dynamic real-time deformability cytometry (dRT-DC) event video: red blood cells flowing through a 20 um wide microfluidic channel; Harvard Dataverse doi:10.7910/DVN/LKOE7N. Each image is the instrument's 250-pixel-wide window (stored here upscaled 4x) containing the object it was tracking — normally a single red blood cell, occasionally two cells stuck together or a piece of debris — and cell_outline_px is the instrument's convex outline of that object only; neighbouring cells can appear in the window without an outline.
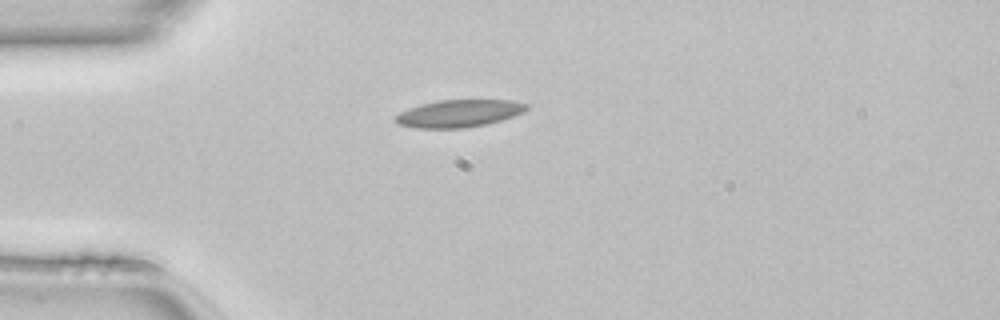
{"species": "common noctule bat (a hibernating species)", "species_latin": "Nyctalus noctula", "temperature_condition": "room temperature", "stored_images_in_passage": 34, "camera_frame_rate_fps": 3000, "um_per_image_px": 0.085, "animal": {"sex": "female", "body_mass_g": 22.7, "forearm_length_mm": 54.2}, "frame": {"image": 1, "passage_image": 1, "time_ms": 0.0, "image_size_px": [1000, 320], "cell_outline_px": [[528, 108], [524, 112], [500, 120], [484, 124], [464, 128], [416, 128], [396, 124], [392, 120], [392, 116], [408, 108], [420, 104], [440, 100], [516, 100], [528, 104]], "centroid_in_image_um": [38.95, 9.64], "position_along_channel_um": 46.1, "area_um2": 21.1}, "authors_computed_cell_mechanics": {"area_um2": 19.5075, "velocity_mm_per_s": 4.142, "shape_relaxation_time_tau1_ms": null, "shape_relaxation_time_tau2_ms": 2.5751, "deformation_change_tau1": null, "deformation_change_tau2": 0.0824}}